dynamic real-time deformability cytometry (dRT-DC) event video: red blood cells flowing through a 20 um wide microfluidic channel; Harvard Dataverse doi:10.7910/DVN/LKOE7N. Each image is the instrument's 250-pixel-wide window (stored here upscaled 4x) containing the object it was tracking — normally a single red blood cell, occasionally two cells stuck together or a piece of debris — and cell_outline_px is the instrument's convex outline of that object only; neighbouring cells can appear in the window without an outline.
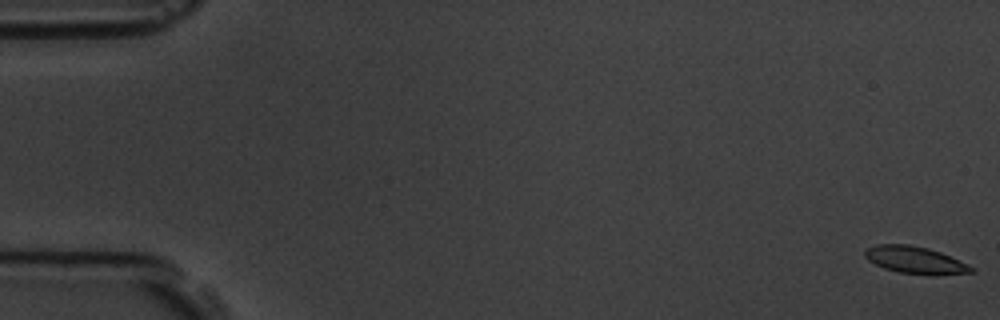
{"species": "common noctule bat (a hibernating species)", "species_latin": "Nyctalus noctula", "temperature_condition": "room temperature", "stored_images_in_passage": 7, "camera_frame_rate_fps": 3000, "um_per_image_px": 0.085, "animal": {"sex": "male", "body_mass_g": 19.5, "forearm_length_mm": 54.6}, "frame": {"image": 1, "passage_image": 1, "time_ms": 0.0, "image_size_px": [1000, 320], "cell_outline_px": [[976, 272], [900, 272], [884, 268], [868, 260], [864, 256], [864, 252], [868, 248], [876, 244], [908, 244], [928, 248], [940, 252], [976, 268]], "centroid_in_image_um": [77.7, 22.04], "position_along_channel_um": 7.3, "area_um2": 15.84}}
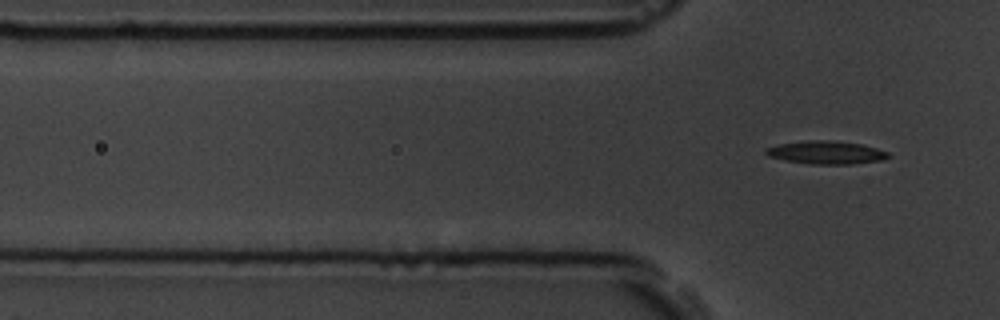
{"frame": {"image": 2, "passage_image": 7, "time_ms": 7.667, "image_size_px": [1000, 320], "cell_outline_px": [[888, 156], [880, 160], [852, 164], [812, 164], [784, 160], [768, 156], [764, 152], [764, 148], [780, 144], [808, 140], [828, 140], [860, 144], [876, 148], [888, 152]], "centroid_in_image_um": [70.16, 12.96], "position_along_channel_um": 55.6, "area_um2": 16.24}}